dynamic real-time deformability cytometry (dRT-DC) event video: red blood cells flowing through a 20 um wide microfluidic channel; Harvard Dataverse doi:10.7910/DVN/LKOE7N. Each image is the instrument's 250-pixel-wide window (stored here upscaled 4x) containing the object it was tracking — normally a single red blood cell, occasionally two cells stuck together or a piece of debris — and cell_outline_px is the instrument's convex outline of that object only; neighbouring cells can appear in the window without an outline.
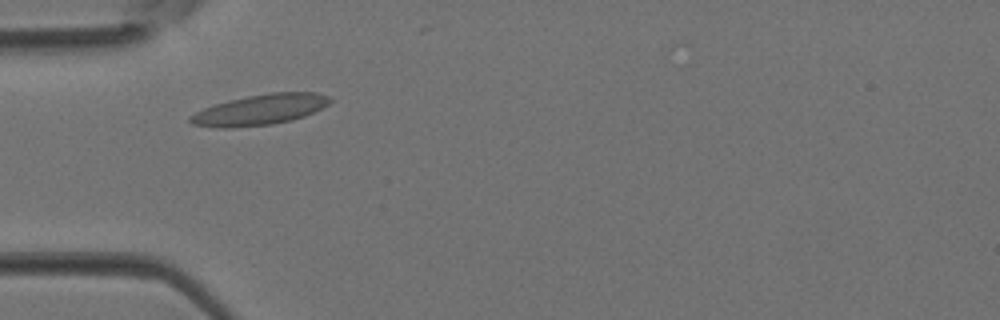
{"species": "Egyptian fruit bat (a non-hibernating species)", "species_latin": "Rousettus aegyptiacus", "temperature_condition": "room temperature", "stored_images_in_passage": 1, "camera_frame_rate_fps": 3000, "um_per_image_px": 0.085, "animal": {"sex": "female"}, "frame": {"image": 1, "passage_image": 1, "time_ms": 0.0, "image_size_px": [1000, 320], "cell_outline_px": [[332, 100], [328, 104], [304, 116], [292, 120], [272, 124], [232, 128], [220, 128], [192, 124], [188, 120], [188, 116], [204, 108], [228, 100], [248, 96], [272, 92], [316, 92], [328, 96]], "centroid_in_image_um": [22.08, 9.33], "position_along_channel_um": 62.9, "area_um2": 24.74}}